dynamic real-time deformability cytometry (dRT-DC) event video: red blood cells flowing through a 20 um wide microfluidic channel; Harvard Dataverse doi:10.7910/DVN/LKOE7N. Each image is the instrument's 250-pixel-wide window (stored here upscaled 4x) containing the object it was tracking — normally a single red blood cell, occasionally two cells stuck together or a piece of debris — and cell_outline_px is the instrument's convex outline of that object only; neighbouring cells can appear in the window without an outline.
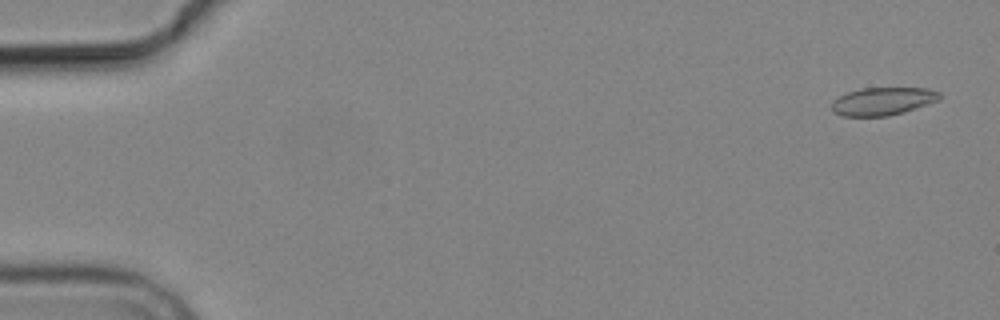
{"species": "common noctule bat (a hibernating species)", "species_latin": "Nyctalus noctula", "temperature_condition": "cold", "stored_images_in_passage": 5, "camera_frame_rate_fps": 3000, "um_per_image_px": 0.085, "animal": {"sex": "male", "body_mass_g": 19.2, "forearm_length_mm": 51.8}, "frame": {"image": 1, "passage_image": 1, "time_ms": 0.0, "image_size_px": [1000, 320], "cell_outline_px": [[940, 100], [904, 112], [888, 116], [844, 116], [832, 112], [832, 100], [848, 92], [860, 88], [928, 88], [940, 92]], "centroid_in_image_um": [75.04, 8.6], "position_along_channel_um": 10.0, "area_um2": 17.57}}
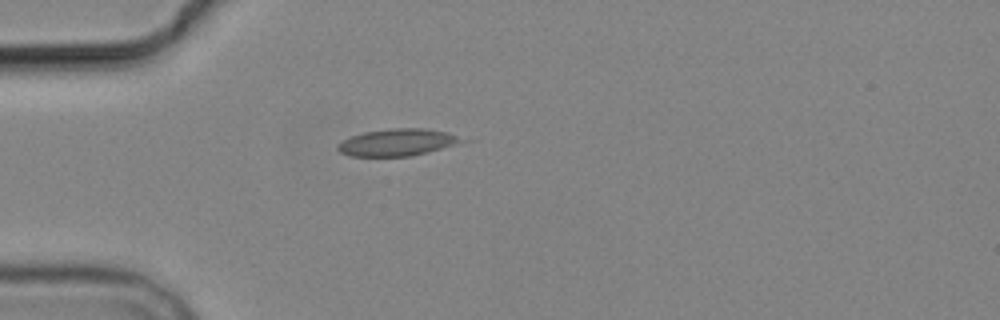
{"frame": {"image": 2, "passage_image": 5, "time_ms": 4.667, "image_size_px": [1000, 320], "cell_outline_px": [[472, 140], [408, 156], [348, 156], [340, 152], [336, 148], [336, 144], [352, 136], [364, 132], [388, 128], [424, 128], [448, 132]], "centroid_in_image_um": [33.79, 12.08], "position_along_channel_um": 51.2, "area_um2": 19.54}}